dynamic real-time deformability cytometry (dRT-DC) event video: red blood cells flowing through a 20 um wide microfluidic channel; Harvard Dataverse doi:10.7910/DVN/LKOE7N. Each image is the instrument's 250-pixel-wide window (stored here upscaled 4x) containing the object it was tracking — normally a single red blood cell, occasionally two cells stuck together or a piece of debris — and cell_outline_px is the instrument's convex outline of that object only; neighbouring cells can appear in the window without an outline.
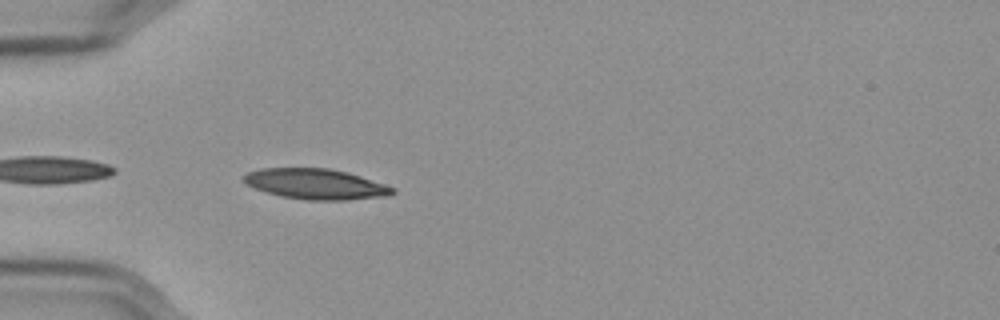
{"species": "Egyptian fruit bat (a non-hibernating species)", "species_latin": "Rousettus aegyptiacus", "temperature_condition": "cold", "stored_images_in_passage": 41, "camera_frame_rate_fps": 3000, "um_per_image_px": 0.085, "frame": {"image": 1, "passage_image": 2, "time_ms": 0.333, "image_size_px": [1000, 320], "cell_outline_px": [[396, 192], [388, 196], [348, 200], [308, 200], [280, 196], [244, 184], [240, 180], [248, 172], [260, 168], [328, 168], [348, 172], [396, 188]], "centroid_in_image_um": [26.84, 15.64], "position_along_channel_um": 58.2, "area_um2": 26.53}}
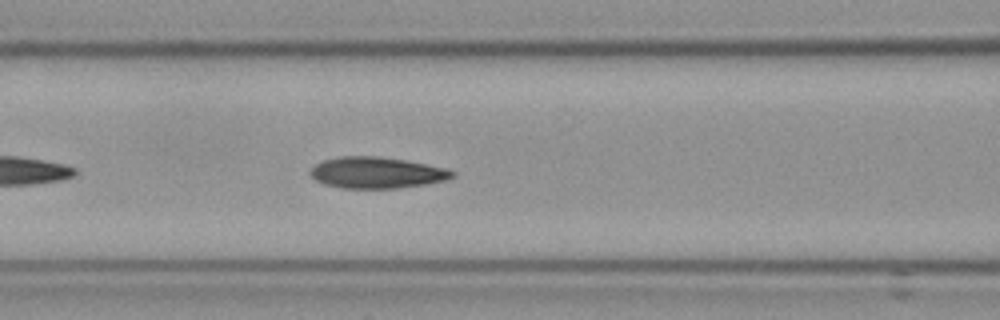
{"frame": {"image": 2, "passage_image": 9, "time_ms": 2.667, "image_size_px": [1000, 320], "cell_outline_px": [[456, 176], [444, 180], [424, 184], [396, 188], [340, 188], [324, 184], [316, 180], [308, 172], [316, 164], [324, 160], [340, 156], [376, 156], [404, 160], [444, 168], [456, 172]], "centroid_in_image_um": [31.99, 14.68], "position_along_channel_um": 134.6, "area_um2": 25.61}}
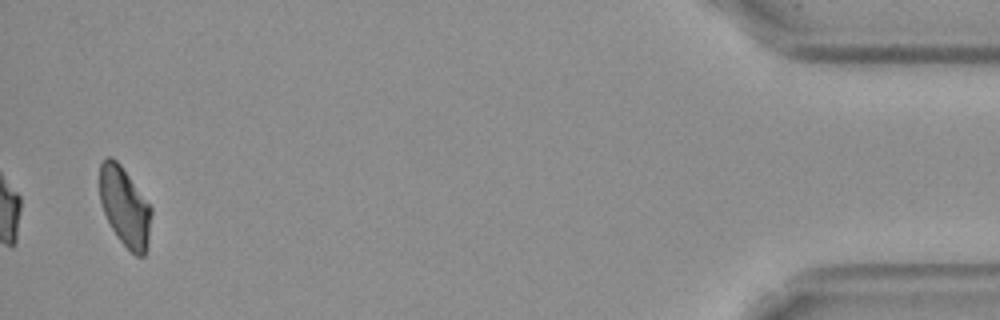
{"frame": {"image": 3, "passage_image": 40, "time_ms": 13.0, "image_size_px": [1000, 320], "cell_outline_px": [[152, 212], [148, 240], [144, 256], [136, 256], [120, 240], [112, 228], [104, 212], [100, 200], [100, 164], [108, 156], [112, 156], [120, 164], [152, 208]], "centroid_in_image_um": [10.61, 17.56], "position_along_channel_um": 424.6, "area_um2": 23.35}, "authors_computed_cell_mechanics": {"area_um2": 25.4898, "velocity_mm_per_s": 3.558, "shape_relaxation_time_tau1_ms": 9.2439, "shape_relaxation_time_tau2_ms": 3.273, "deformation_change_tau1": 0.1859, "deformation_change_tau2": 0.079}}